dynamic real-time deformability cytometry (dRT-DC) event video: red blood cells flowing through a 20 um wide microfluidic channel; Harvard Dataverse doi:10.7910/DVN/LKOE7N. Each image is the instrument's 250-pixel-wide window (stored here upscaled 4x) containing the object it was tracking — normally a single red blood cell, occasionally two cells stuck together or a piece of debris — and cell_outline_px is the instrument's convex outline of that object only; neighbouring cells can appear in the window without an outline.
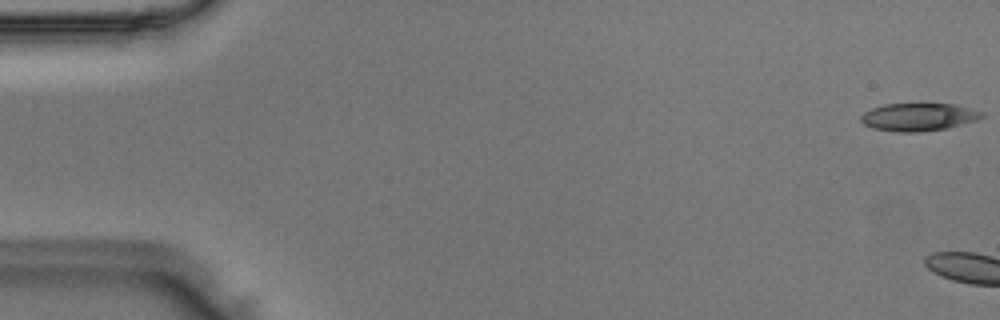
{"species": "Egyptian fruit bat (a non-hibernating species)", "species_latin": "Rousettus aegyptiacus", "temperature_condition": "room temperature", "stored_images_in_passage": 4, "camera_frame_rate_fps": 3000, "um_per_image_px": 0.085, "animal": {"sex": "male"}, "frame": {"image": 1, "passage_image": 1, "time_ms": 0.0, "image_size_px": [1000, 320], "cell_outline_px": [[984, 116], [976, 120], [948, 128], [920, 132], [896, 132], [872, 128], [864, 124], [860, 120], [860, 116], [864, 112], [872, 108], [884, 104], [956, 104], [984, 112]], "centroid_in_image_um": [78.07, 9.95], "position_along_channel_um": 6.9, "area_um2": 19.65}}